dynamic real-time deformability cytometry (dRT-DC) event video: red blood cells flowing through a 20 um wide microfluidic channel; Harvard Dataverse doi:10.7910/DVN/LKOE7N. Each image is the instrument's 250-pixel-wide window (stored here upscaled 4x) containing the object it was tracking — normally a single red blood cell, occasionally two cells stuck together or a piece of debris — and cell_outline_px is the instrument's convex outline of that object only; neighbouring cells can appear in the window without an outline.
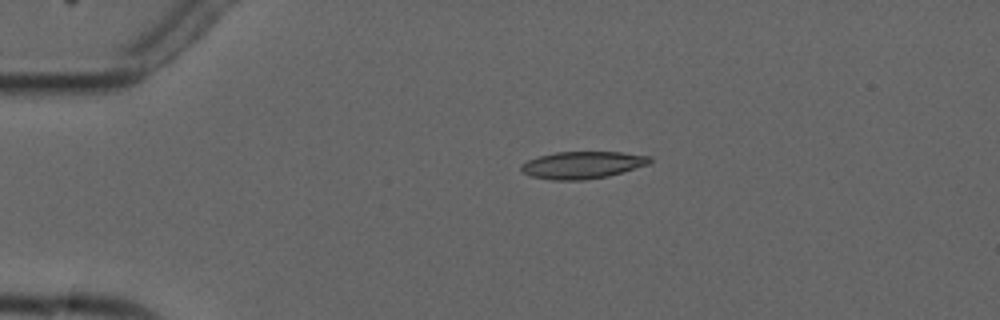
{"species": "common noctule bat (a hibernating species)", "species_latin": "Nyctalus noctula", "temperature_condition": "cold", "stored_images_in_passage": 2, "camera_frame_rate_fps": 3000, "um_per_image_px": 0.085, "animal": {"sex": "male", "forearm_length_mm": 52.5}, "frame": {"image": 1, "passage_image": 1, "time_ms": 0.0, "image_size_px": [1000, 320], "cell_outline_px": [[652, 160], [648, 164], [608, 176], [584, 180], [552, 180], [532, 176], [524, 172], [520, 168], [520, 164], [528, 160], [540, 156], [556, 152], [620, 152], [652, 156]], "centroid_in_image_um": [49.51, 14.02], "position_along_channel_um": 35.5, "area_um2": 20.23}}